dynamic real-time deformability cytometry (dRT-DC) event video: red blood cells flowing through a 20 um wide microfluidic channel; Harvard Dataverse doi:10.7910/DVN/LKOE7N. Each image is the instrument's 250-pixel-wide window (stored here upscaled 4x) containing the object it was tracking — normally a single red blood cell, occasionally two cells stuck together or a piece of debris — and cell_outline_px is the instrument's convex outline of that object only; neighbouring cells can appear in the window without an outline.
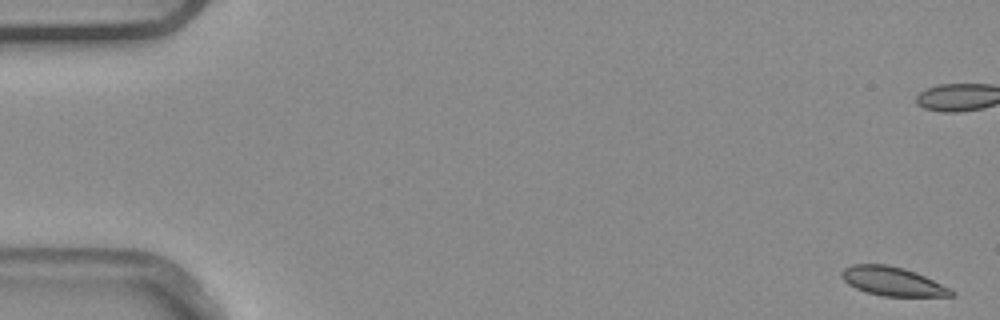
{"species": "common noctule bat (a hibernating species)", "species_latin": "Nyctalus noctula", "temperature_condition": "warm", "stored_images_in_passage": 8, "camera_frame_rate_fps": 3000, "um_per_image_px": 0.085, "animal": {"sex": "male", "body_mass_g": 20.4}, "frame": {"image": 1, "passage_image": 1, "time_ms": 0.0, "image_size_px": [1000, 320], "cell_outline_px": [[956, 296], [880, 296], [856, 288], [848, 284], [840, 276], [840, 272], [844, 268], [852, 264], [888, 264], [904, 268], [916, 272], [952, 288], [956, 292]], "centroid_in_image_um": [75.9, 23.91], "position_along_channel_um": 9.1, "area_um2": 18.67}}
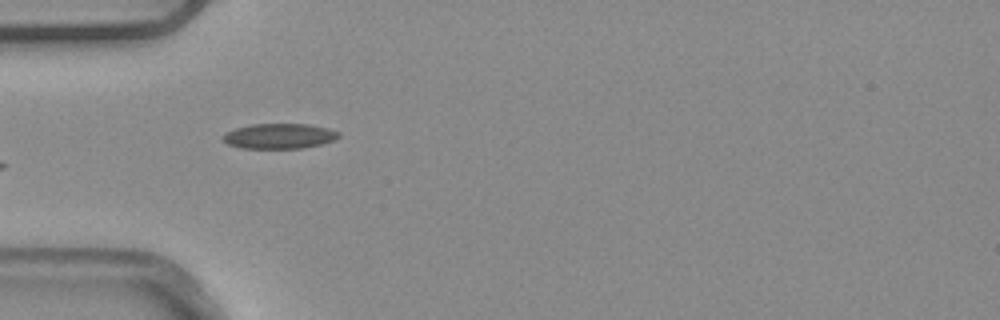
{"frame": {"image": 2, "passage_image": 5, "time_ms": 1.333, "image_size_px": [1000, 320], "cell_outline_px": [[340, 136], [336, 140], [324, 144], [304, 148], [240, 148], [228, 144], [224, 140], [224, 136], [228, 132], [236, 128], [252, 124], [308, 124], [328, 128], [340, 132]], "centroid_in_image_um": [23.83, 11.57], "position_along_channel_um": 61.2, "area_um2": 16.99}}
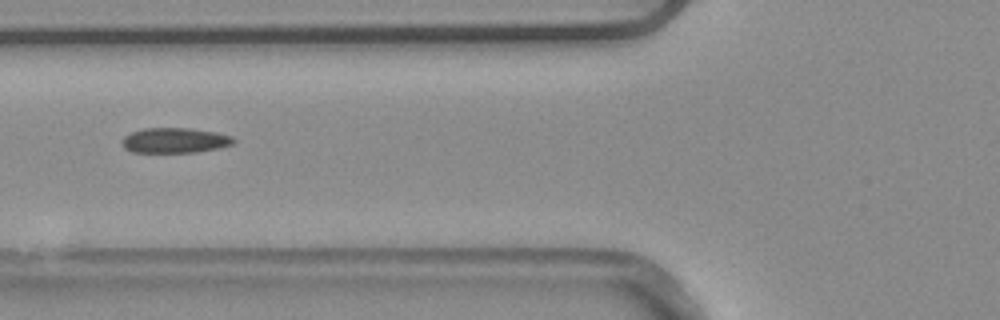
{"frame": {"image": 3, "passage_image": 6, "time_ms": 1.667, "image_size_px": [1000, 320], "cell_outline_px": [[236, 140], [232, 144], [216, 148], [196, 152], [132, 152], [124, 148], [120, 144], [124, 136], [132, 132], [144, 128], [192, 128], [216, 132], [232, 136]], "centroid_in_image_um": [14.83, 11.92], "position_along_channel_um": 111.0, "area_um2": 16.36}}